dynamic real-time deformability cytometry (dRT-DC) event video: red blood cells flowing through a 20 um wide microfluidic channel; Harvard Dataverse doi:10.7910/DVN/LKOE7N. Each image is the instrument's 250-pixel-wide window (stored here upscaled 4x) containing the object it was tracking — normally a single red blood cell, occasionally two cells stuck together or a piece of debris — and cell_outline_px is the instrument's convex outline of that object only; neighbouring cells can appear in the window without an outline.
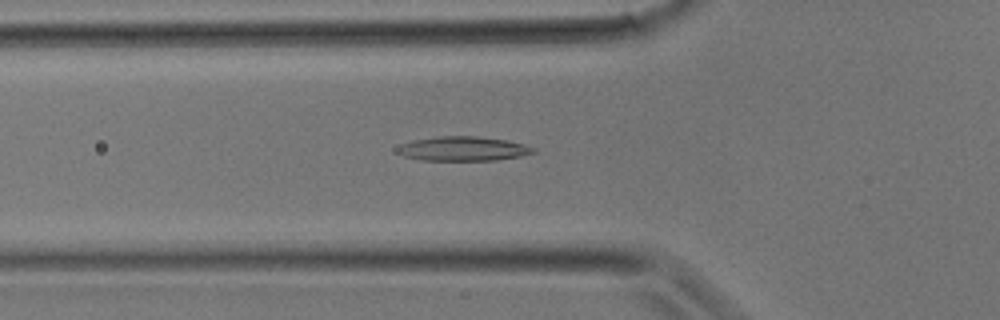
{"species": "common noctule bat (a hibernating species)", "species_latin": "Nyctalus noctula", "temperature_condition": "room temperature", "stored_images_in_passage": 8, "camera_frame_rate_fps": 3000, "um_per_image_px": 0.085, "animal": {"sex": "male", "body_mass_g": 17.9}, "frame": {"image": 1, "passage_image": 5, "time_ms": 1.333, "image_size_px": [1000, 320], "cell_outline_px": [[536, 152], [520, 156], [496, 160], [420, 160], [404, 156], [396, 152], [396, 148], [400, 144], [412, 140], [440, 136], [476, 136], [508, 140], [524, 144], [536, 148]], "centroid_in_image_um": [39.35, 12.64], "position_along_channel_um": 86.5, "area_um2": 19.42}}
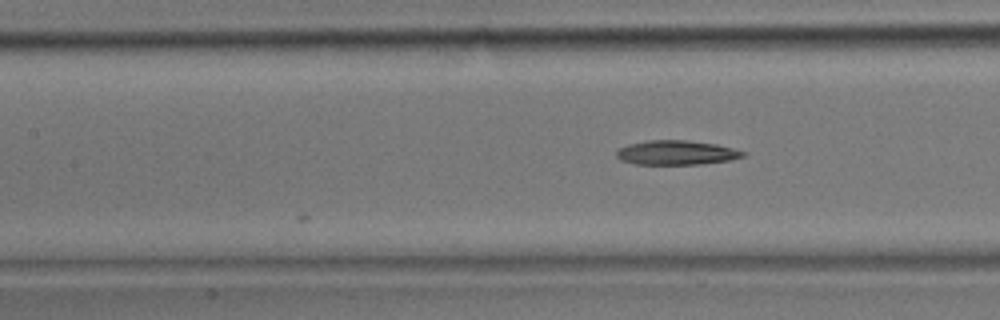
{"frame": {"image": 2, "passage_image": 8, "time_ms": 2.333, "image_size_px": [1000, 320], "cell_outline_px": [[748, 152], [744, 156], [728, 160], [700, 164], [636, 164], [620, 160], [616, 156], [616, 152], [620, 148], [628, 144], [648, 140], [684, 140], [716, 144]], "centroid_in_image_um": [57.48, 12.97], "position_along_channel_um": 149.9, "area_um2": 17.86}}